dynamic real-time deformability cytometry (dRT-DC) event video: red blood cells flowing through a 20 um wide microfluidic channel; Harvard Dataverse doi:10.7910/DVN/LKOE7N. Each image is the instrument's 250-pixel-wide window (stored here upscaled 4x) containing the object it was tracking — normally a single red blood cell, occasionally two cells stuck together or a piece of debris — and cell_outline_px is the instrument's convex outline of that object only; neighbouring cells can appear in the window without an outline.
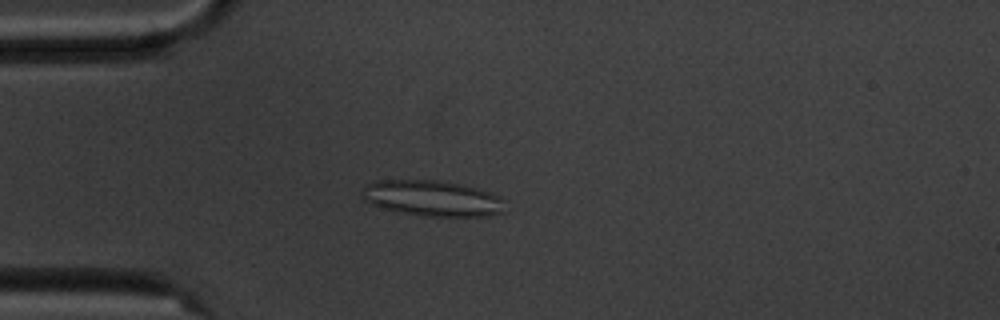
{"species": "common noctule bat (a hibernating species)", "species_latin": "Nyctalus noctula", "temperature_condition": "cold", "stored_images_in_passage": 4, "camera_frame_rate_fps": 3000, "um_per_image_px": 0.085, "animal": {"sex": "male", "body_mass_g": 20.1, "forearm_length_mm": 53.5}, "frame": {"image": 1, "passage_image": 4, "time_ms": 3.333, "image_size_px": [1000, 320], "cell_outline_px": [[504, 212], [484, 216], [420, 216], [400, 212], [384, 208], [372, 204], [364, 200], [360, 196], [364, 184], [376, 180], [440, 180], [460, 184], [492, 192], [500, 196], [504, 200]], "centroid_in_image_um": [36.73, 16.85], "position_along_channel_um": 48.3, "area_um2": 30.06}}